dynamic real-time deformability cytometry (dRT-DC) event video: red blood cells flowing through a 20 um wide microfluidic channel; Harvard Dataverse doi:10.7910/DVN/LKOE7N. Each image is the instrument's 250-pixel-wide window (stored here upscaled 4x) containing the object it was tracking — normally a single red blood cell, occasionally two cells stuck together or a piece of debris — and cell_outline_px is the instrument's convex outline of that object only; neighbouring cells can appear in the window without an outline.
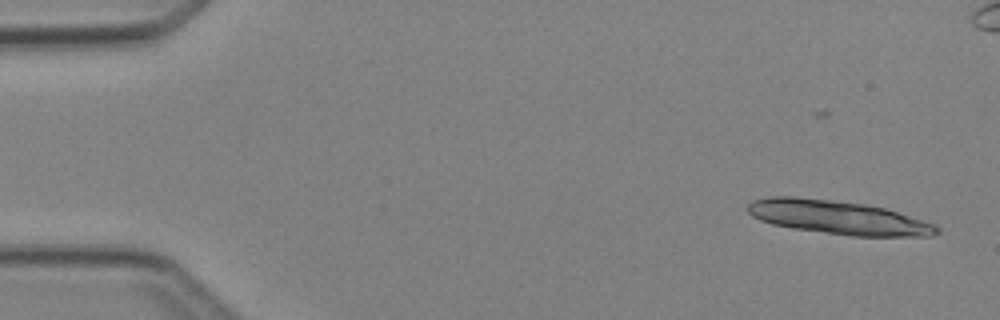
{"species": "Egyptian fruit bat (a non-hibernating species)", "species_latin": "Rousettus aegyptiacus", "temperature_condition": "cold", "stored_images_in_passage": 6, "camera_frame_rate_fps": 3000, "um_per_image_px": 0.085, "animal": {"sex": "female"}, "frame": {"image": 1, "passage_image": 2, "time_ms": 1.333, "image_size_px": [1000, 320], "cell_outline_px": [[940, 232], [932, 236], [852, 236], [792, 228], [772, 224], [760, 220], [752, 216], [748, 212], [748, 204], [752, 200], [768, 196], [796, 196], [864, 204], [884, 208], [936, 224], [940, 228]], "centroid_in_image_um": [71.23, 18.48], "position_along_channel_um": 13.8, "area_um2": 37.11}}